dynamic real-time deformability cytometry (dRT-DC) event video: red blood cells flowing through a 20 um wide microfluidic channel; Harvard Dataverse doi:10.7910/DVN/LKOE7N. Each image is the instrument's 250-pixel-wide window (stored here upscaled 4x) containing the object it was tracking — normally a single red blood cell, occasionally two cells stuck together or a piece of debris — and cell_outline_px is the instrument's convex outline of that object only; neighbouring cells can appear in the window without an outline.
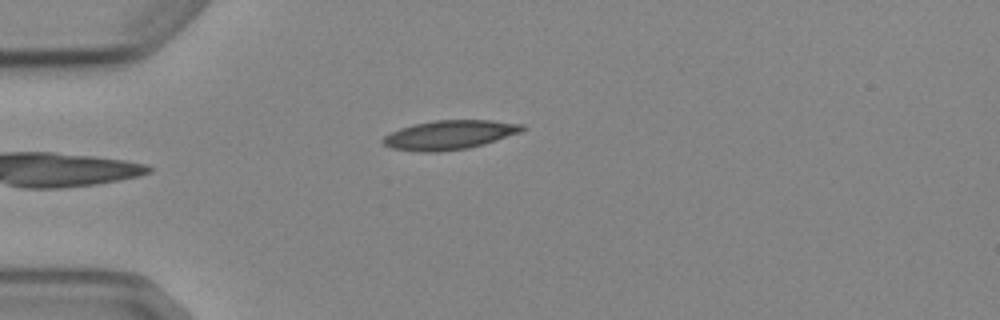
{"species": "Egyptian fruit bat (a non-hibernating species)", "species_latin": "Rousettus aegyptiacus", "temperature_condition": "cold", "stored_images_in_passage": 5, "camera_frame_rate_fps": 3000, "um_per_image_px": 0.085, "animal": {"sex": "female"}, "frame": {"image": 1, "passage_image": 5, "time_ms": 4.667, "image_size_px": [1000, 320], "cell_outline_px": [[524, 128], [520, 132], [484, 144], [468, 148], [440, 152], [420, 152], [392, 148], [384, 144], [380, 140], [384, 136], [400, 128], [412, 124], [436, 120], [492, 120], [524, 124]], "centroid_in_image_um": [38.19, 11.46], "position_along_channel_um": 46.8, "area_um2": 23.64}}